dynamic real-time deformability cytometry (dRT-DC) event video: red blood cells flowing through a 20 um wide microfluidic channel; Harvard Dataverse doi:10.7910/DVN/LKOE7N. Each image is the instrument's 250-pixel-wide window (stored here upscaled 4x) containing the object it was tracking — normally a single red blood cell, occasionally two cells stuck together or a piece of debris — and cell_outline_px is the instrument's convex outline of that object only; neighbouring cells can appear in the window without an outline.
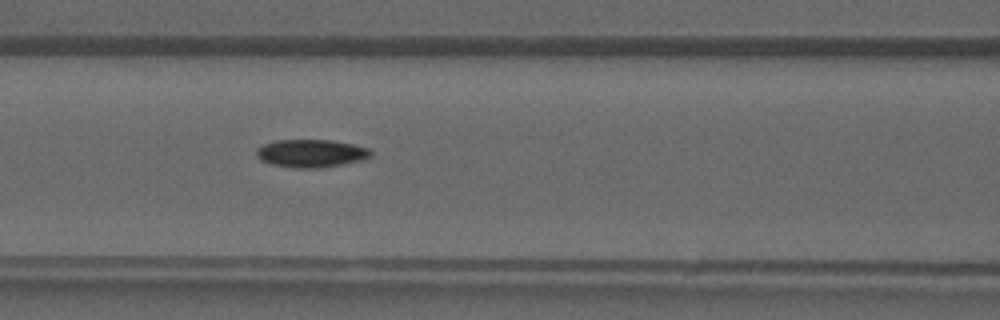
{"species": "common noctule bat (a hibernating species)", "species_latin": "Nyctalus noctula", "temperature_condition": "warm", "stored_images_in_passage": 29, "camera_frame_rate_fps": 3000, "um_per_image_px": 0.085, "animal": {"sex": "male", "forearm_length_mm": 52.5}, "frame": {"image": 1, "passage_image": 6, "time_ms": 1.667, "image_size_px": [1000, 320], "cell_outline_px": [[372, 156], [364, 160], [320, 168], [296, 168], [272, 164], [260, 160], [256, 156], [256, 148], [264, 144], [276, 140], [328, 140], [352, 144], [368, 148], [372, 152]], "centroid_in_image_um": [26.44, 13.04], "position_along_channel_um": 140.2, "area_um2": 18.61}}
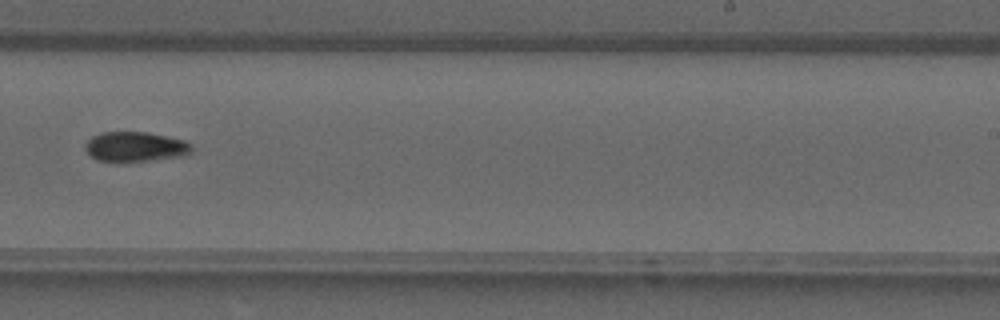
{"frame": {"image": 2, "passage_image": 14, "time_ms": 4.333, "image_size_px": [1000, 320], "cell_outline_px": [[192, 152], [184, 156], [148, 160], [96, 160], [84, 148], [84, 144], [92, 136], [100, 132], [148, 132], [184, 140], [192, 144]], "centroid_in_image_um": [11.52, 12.44], "position_along_channel_um": 277.5, "area_um2": 18.26}}
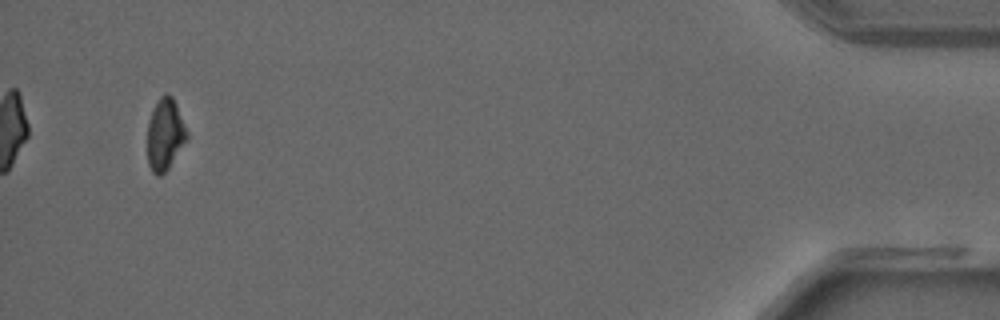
{"frame": {"image": 3, "passage_image": 27, "time_ms": 8.667, "image_size_px": [1000, 320], "cell_outline_px": [[188, 136], [168, 168], [160, 176], [156, 176], [152, 172], [148, 164], [148, 120], [160, 96], [164, 92], [168, 92], [172, 96], [176, 104], [188, 132]], "centroid_in_image_um": [14.02, 11.41], "position_along_channel_um": 421.2, "area_um2": 16.3}}